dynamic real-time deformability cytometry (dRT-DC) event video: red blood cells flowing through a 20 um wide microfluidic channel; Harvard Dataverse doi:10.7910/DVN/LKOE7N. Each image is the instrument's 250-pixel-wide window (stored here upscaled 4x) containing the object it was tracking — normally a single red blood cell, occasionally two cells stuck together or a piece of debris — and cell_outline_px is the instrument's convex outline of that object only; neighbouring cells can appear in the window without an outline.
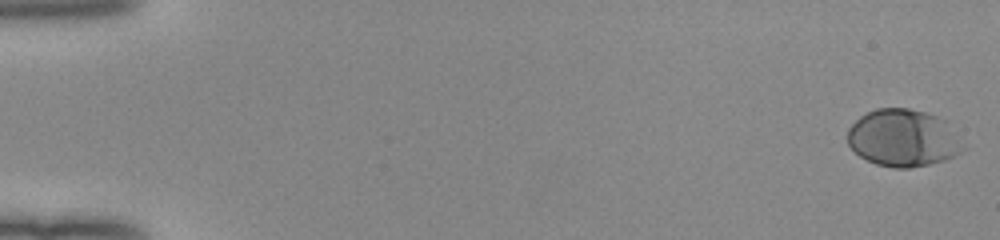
{"species": "human", "species_latin": "Homo sapiens", "temperature_condition": "room temperature", "stored_images_in_passage": 50, "camera_frame_rate_fps": 3000, "um_per_image_px": 0.085, "donor": {"sex": "female"}, "frame": {"image": 1, "passage_image": 1, "time_ms": 0.0, "image_size_px": [1000, 240], "cell_outline_px": [[968, 148], [944, 160], [928, 164], [908, 168], [892, 168], [876, 164], [860, 156], [848, 144], [848, 128], [860, 116], [876, 108], [908, 108], [924, 112], [948, 120]], "centroid_in_image_um": [76.81, 11.72], "position_along_channel_um": 8.2, "area_um2": 38.84}}
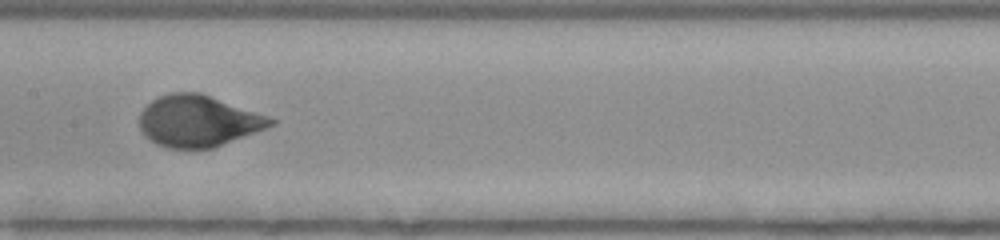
{"frame": {"image": 2, "passage_image": 28, "time_ms": 9.0, "image_size_px": [1000, 240], "cell_outline_px": [[280, 120], [276, 124], [212, 148], [192, 152], [168, 148], [156, 144], [140, 128], [140, 112], [152, 100], [168, 92], [200, 92]], "centroid_in_image_um": [16.86, 10.31], "position_along_channel_um": 190.5, "area_um2": 39.65}}
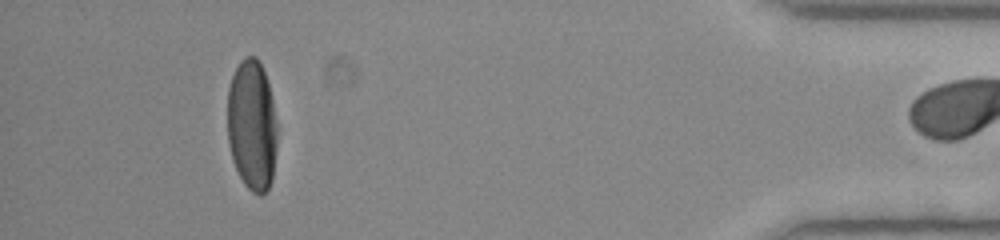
{"frame": {"image": 3, "passage_image": 49, "time_ms": 16.0, "image_size_px": [1000, 240], "cell_outline_px": [[276, 148], [272, 180], [268, 188], [260, 196], [252, 192], [244, 184], [232, 160], [228, 144], [228, 88], [232, 76], [240, 60], [244, 56], [256, 56], [264, 72], [268, 84], [272, 100], [276, 120]], "centroid_in_image_um": [21.41, 10.65], "position_along_channel_um": 413.8, "area_um2": 37.92}}